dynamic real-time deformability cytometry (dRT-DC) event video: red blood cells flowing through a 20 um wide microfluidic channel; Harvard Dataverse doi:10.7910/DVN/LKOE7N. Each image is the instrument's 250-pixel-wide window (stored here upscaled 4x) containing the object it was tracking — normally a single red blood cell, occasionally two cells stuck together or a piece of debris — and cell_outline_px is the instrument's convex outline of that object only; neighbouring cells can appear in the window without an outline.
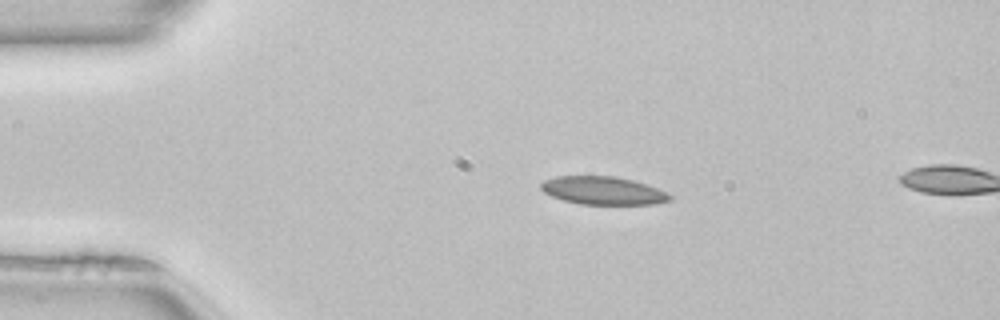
{"species": "common noctule bat (a hibernating species)", "species_latin": "Nyctalus noctula", "temperature_condition": "room temperature", "stored_images_in_passage": 4, "camera_frame_rate_fps": 3000, "um_per_image_px": 0.085, "animal": {"sex": "female", "body_mass_g": 22.7, "forearm_length_mm": 54.2}, "frame": {"image": 1, "passage_image": 1, "time_ms": 0.0, "image_size_px": [1000, 320], "cell_outline_px": [[672, 200], [656, 204], [580, 204], [564, 200], [552, 196], [544, 192], [540, 188], [540, 184], [544, 180], [556, 176], [612, 176], [632, 180], [656, 188], [672, 196]], "centroid_in_image_um": [51.23, 16.2], "position_along_channel_um": 33.8, "area_um2": 20.87}}